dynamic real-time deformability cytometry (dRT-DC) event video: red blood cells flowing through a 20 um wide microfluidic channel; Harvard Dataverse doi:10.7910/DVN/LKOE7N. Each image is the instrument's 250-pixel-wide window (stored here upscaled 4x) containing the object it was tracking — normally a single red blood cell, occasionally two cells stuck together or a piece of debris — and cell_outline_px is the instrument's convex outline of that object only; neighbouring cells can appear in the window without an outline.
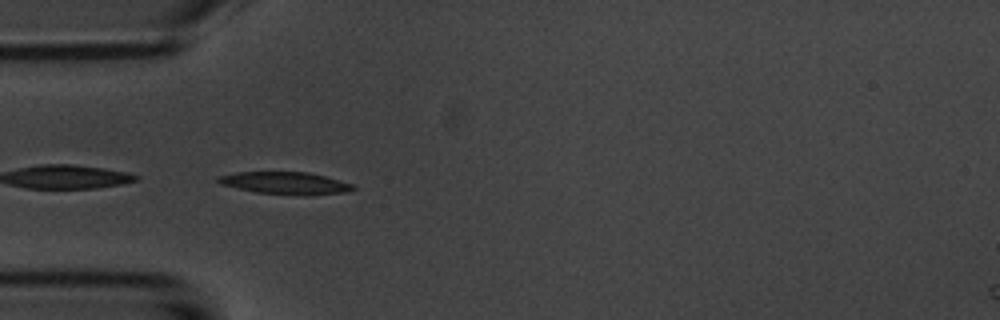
{"species": "common noctule bat (a hibernating species)", "species_latin": "Nyctalus noctula", "temperature_condition": "room temperature", "stored_images_in_passage": 10, "camera_frame_rate_fps": 3000, "um_per_image_px": 0.085, "animal": {"sex": "male", "body_mass_g": 20.1, "forearm_length_mm": 53.5}, "frame": {"image": 1, "passage_image": 5, "time_ms": 5.333, "image_size_px": [1000, 320], "cell_outline_px": [[356, 188], [344, 192], [304, 196], [256, 192], [220, 184], [216, 180], [216, 176], [236, 172], [308, 172], [324, 176], [352, 184]], "centroid_in_image_um": [24.21, 15.56], "position_along_channel_um": 60.8, "area_um2": 17.46}}
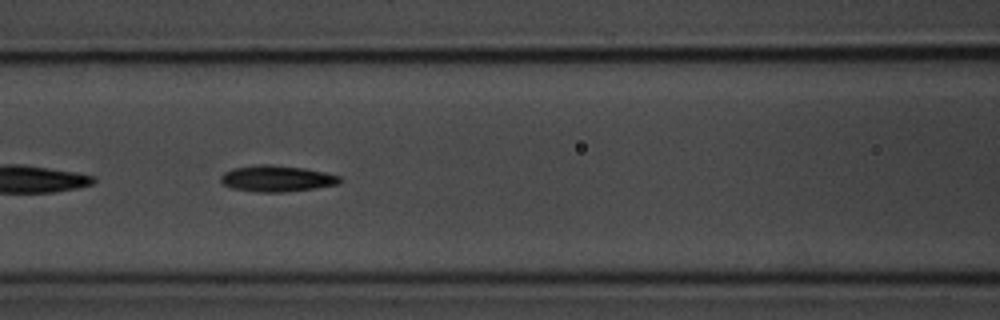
{"frame": {"image": 2, "passage_image": 7, "time_ms": 7.667, "image_size_px": [1000, 320], "cell_outline_px": [[344, 180], [340, 184], [316, 188], [284, 192], [256, 192], [232, 188], [224, 184], [220, 180], [220, 176], [224, 172], [232, 168], [256, 164], [268, 164], [304, 168], [324, 172], [340, 176]], "centroid_in_image_um": [23.54, 15.17], "position_along_channel_um": 143.1, "area_um2": 18.38}}